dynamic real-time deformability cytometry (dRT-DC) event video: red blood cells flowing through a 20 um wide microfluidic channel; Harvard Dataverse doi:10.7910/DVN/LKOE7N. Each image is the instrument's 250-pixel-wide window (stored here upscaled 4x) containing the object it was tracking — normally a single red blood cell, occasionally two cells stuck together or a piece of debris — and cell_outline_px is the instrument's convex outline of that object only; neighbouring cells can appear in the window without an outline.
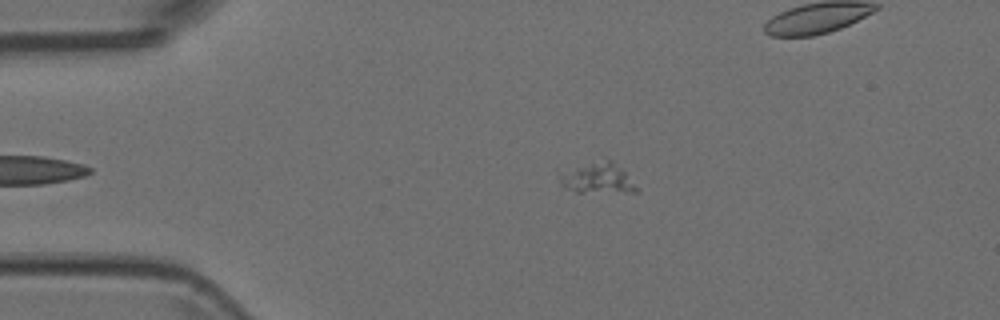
{"species": "Egyptian fruit bat (a non-hibernating species)", "species_latin": "Rousettus aegyptiacus", "temperature_condition": "room temperature", "stored_images_in_passage": 3, "segment_of_instrument_passage": [1, 2], "camera_frame_rate_fps": 3000, "um_per_image_px": 0.085, "animal": {"sex": "female"}, "frame": {"image": 1, "passage_image": 1, "time_ms": 0.0, "image_size_px": [1000, 320], "cell_outline_px": [[640, 192], [576, 192], [564, 188], [560, 184], [580, 168], [592, 164], [608, 160], [612, 160], [624, 172]], "centroid_in_image_um": [50.99, 15.24], "position_along_channel_um": 34.0, "area_um2": 12.02}}